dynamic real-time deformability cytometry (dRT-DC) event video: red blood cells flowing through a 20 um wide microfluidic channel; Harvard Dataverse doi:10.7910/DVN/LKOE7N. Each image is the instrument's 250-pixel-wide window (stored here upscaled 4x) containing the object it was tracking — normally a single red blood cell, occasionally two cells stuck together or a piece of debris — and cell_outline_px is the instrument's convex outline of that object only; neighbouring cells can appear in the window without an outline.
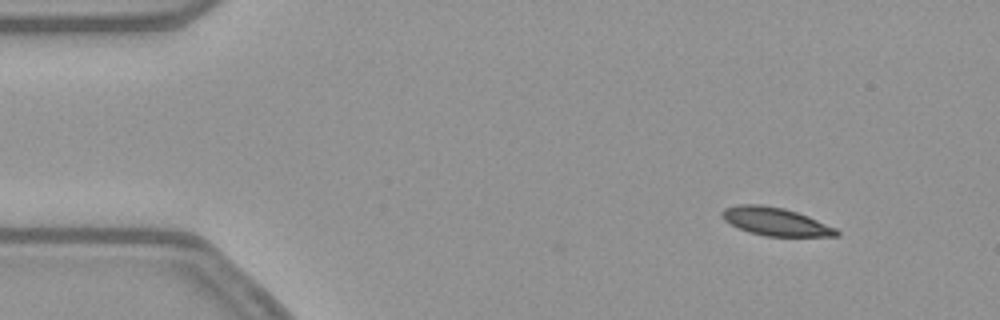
{"species": "common noctule bat (a hibernating species)", "species_latin": "Nyctalus noctula", "temperature_condition": "warm", "stored_images_in_passage": 49, "camera_frame_rate_fps": 3000, "um_per_image_px": 0.085, "animal": {"sex": "female", "body_mass_g": 21.9}, "frame": {"image": 1, "passage_image": 3, "time_ms": 0.667, "image_size_px": [1000, 320], "cell_outline_px": [[840, 236], [764, 236], [740, 228], [724, 220], [720, 216], [720, 212], [724, 208], [740, 204], [760, 204], [784, 208], [808, 216], [836, 228], [840, 232]], "centroid_in_image_um": [65.92, 18.82], "position_along_channel_um": 19.1, "area_um2": 18.61}}
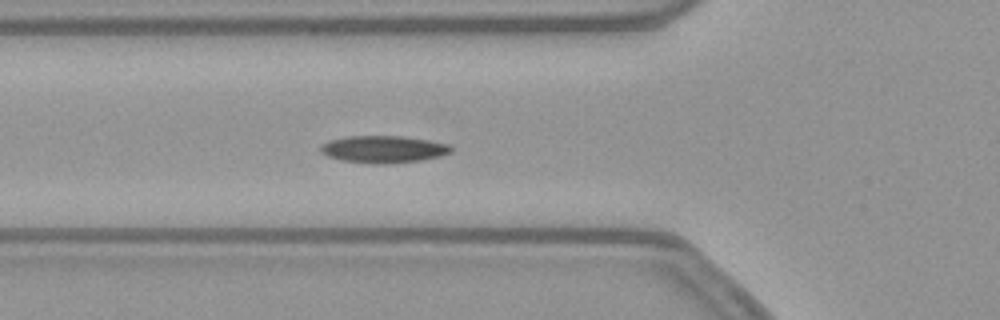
{"frame": {"image": 2, "passage_image": 16, "time_ms": 5.0, "image_size_px": [1000, 320], "cell_outline_px": [[452, 152], [440, 156], [420, 160], [388, 164], [372, 164], [340, 160], [328, 156], [320, 152], [320, 144], [328, 140], [348, 136], [400, 136], [428, 140], [448, 144], [452, 148]], "centroid_in_image_um": [32.55, 12.69], "position_along_channel_um": 93.3, "area_um2": 20.75}}
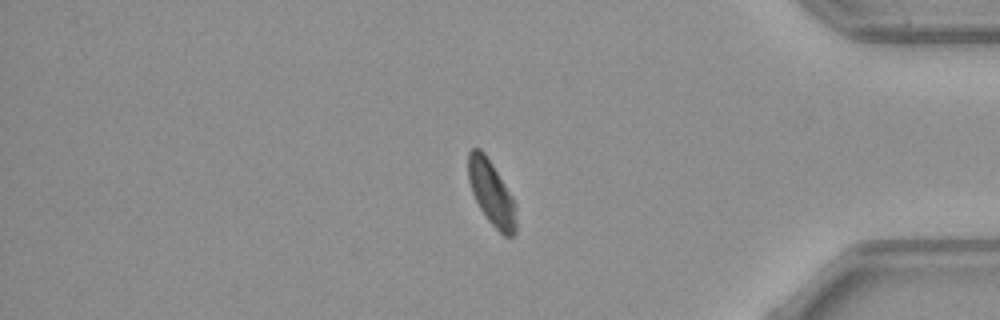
{"frame": {"image": 3, "passage_image": 42, "time_ms": 13.667, "image_size_px": [1000, 320], "cell_outline_px": [[516, 232], [512, 236], [504, 236], [488, 220], [480, 208], [472, 192], [468, 180], [468, 152], [472, 148], [480, 148], [484, 152], [492, 164], [512, 196], [516, 204]], "centroid_in_image_um": [41.78, 16.4], "position_along_channel_um": 393.4, "area_um2": 17.92}, "authors_computed_cell_mechanics": {"area_um2": 19.4208, "velocity_mm_per_s": 3.8147, "shape_relaxation_time_tau1_ms": 5.8461, "shape_relaxation_time_tau2_ms": null, "deformation_change_tau1": 0.1228, "deformation_change_tau2": null}}